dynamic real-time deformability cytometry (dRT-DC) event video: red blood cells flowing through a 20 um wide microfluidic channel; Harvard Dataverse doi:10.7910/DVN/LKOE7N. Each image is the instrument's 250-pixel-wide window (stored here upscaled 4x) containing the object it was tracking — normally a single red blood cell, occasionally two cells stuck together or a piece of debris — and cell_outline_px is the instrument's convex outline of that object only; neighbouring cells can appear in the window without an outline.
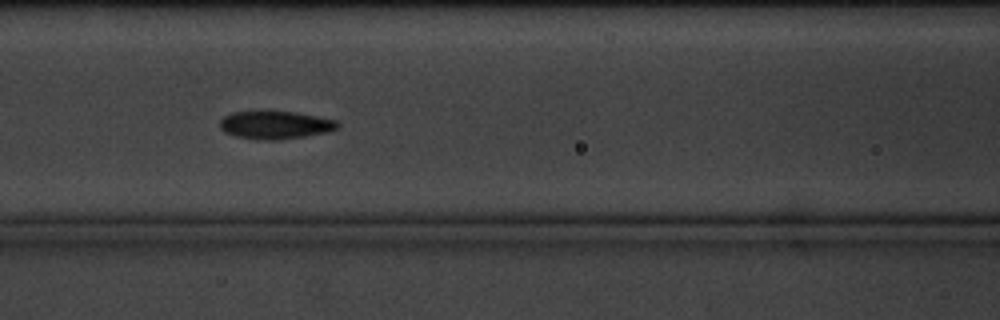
{"species": "common noctule bat (a hibernating species)", "species_latin": "Nyctalus noctula", "temperature_condition": "cold", "stored_images_in_passage": 9, "camera_frame_rate_fps": 3000, "um_per_image_px": 0.085, "animal": {"sex": "male", "body_mass_g": 20.1, "forearm_length_mm": 53.5}, "frame": {"image": 1, "passage_image": 7, "time_ms": 7.0, "image_size_px": [1000, 320], "cell_outline_px": [[340, 124], [336, 128], [328, 132], [304, 136], [276, 140], [256, 140], [236, 136], [224, 132], [220, 128], [220, 120], [224, 116], [232, 112], [296, 112], [336, 120]], "centroid_in_image_um": [23.38, 10.63], "position_along_channel_um": 143.2, "area_um2": 19.02}}